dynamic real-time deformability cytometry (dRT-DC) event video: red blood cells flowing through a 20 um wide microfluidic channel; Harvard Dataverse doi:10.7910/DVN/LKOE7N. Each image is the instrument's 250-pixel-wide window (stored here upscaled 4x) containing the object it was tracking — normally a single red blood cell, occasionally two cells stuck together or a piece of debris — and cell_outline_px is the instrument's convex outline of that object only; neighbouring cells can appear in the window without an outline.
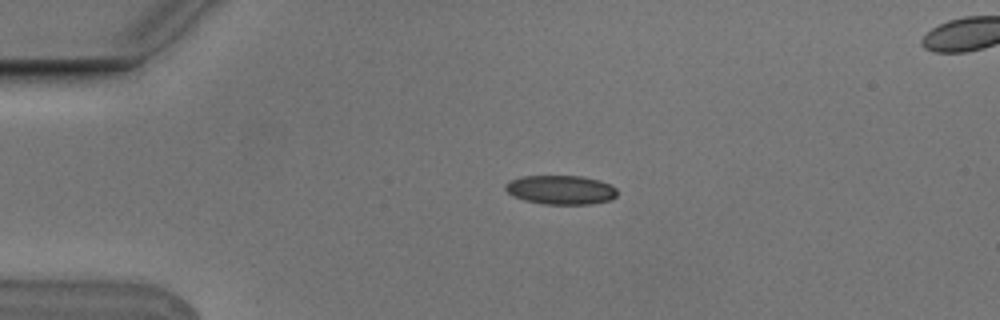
{"species": "Egyptian fruit bat (a non-hibernating species)", "species_latin": "Rousettus aegyptiacus", "temperature_condition": "cold", "stored_images_in_passage": 4, "segment_of_instrument_passage": [1, 2], "camera_frame_rate_fps": 3000, "um_per_image_px": 0.085, "animal": {"sex": "male"}, "frame": {"image": 1, "passage_image": 2, "time_ms": 0.333, "image_size_px": [1000, 320], "cell_outline_px": [[616, 196], [612, 200], [592, 204], [544, 204], [524, 200], [508, 192], [504, 188], [504, 184], [508, 180], [524, 176], [580, 176], [600, 180], [616, 188]], "centroid_in_image_um": [47.67, 16.13], "position_along_channel_um": 37.3, "area_um2": 18.96}}